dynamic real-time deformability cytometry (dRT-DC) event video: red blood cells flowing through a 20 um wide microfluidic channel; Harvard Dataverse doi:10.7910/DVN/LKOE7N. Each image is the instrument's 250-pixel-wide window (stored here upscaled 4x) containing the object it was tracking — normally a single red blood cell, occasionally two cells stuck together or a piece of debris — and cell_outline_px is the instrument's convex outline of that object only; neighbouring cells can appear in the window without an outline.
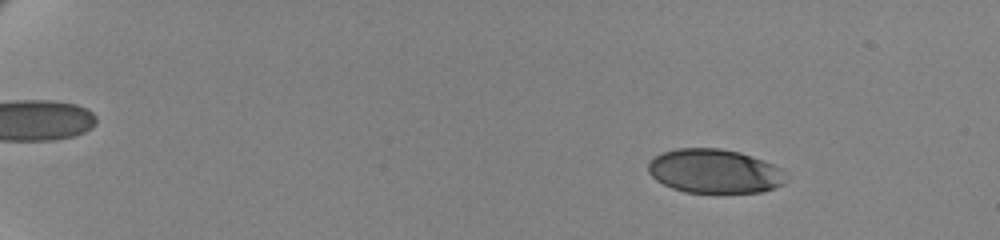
{"species": "human", "species_latin": "Homo sapiens", "temperature_condition": "cold", "stored_images_in_passage": 61, "camera_frame_rate_fps": 3000, "um_per_image_px": 0.085, "donor": {"sex": "female"}, "frame": {"image": 1, "passage_image": 9, "time_ms": 2.667, "image_size_px": [1000, 240], "cell_outline_px": [[788, 180], [784, 184], [764, 192], [684, 192], [672, 188], [656, 180], [648, 172], [648, 164], [656, 156], [664, 152], [676, 148], [720, 148], [740, 152], [752, 156], [772, 164], [780, 168]], "centroid_in_image_um": [60.75, 14.55], "position_along_channel_um": 24.3, "area_um2": 35.32}}
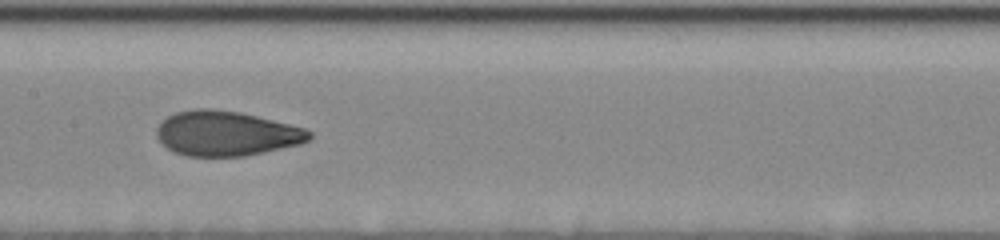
{"frame": {"image": 2, "passage_image": 35, "time_ms": 11.333, "image_size_px": [1000, 240], "cell_outline_px": [[312, 136], [308, 140], [300, 144], [244, 156], [188, 156], [176, 152], [168, 148], [156, 136], [156, 128], [168, 116], [176, 112], [192, 108], [212, 108], [240, 112], [304, 128], [312, 132]], "centroid_in_image_um": [19.22, 11.33], "position_along_channel_um": 188.2, "area_um2": 39.59}}
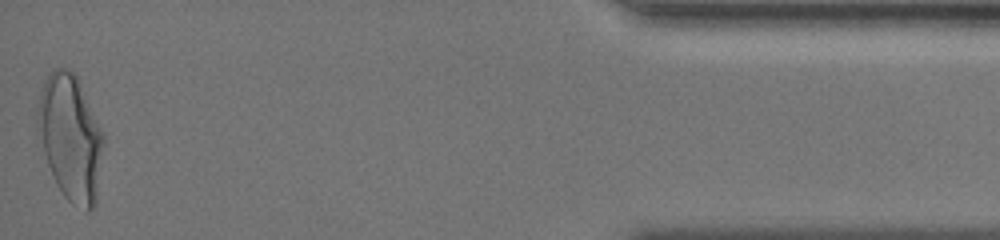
{"frame": {"image": 3, "passage_image": 61, "time_ms": 20.0, "image_size_px": [1000, 240], "cell_outline_px": [[104, 140], [96, 204], [88, 212], [84, 212], [72, 204], [64, 196], [56, 184], [36, 140], [36, 108], [40, 92], [44, 80], [56, 68], [68, 68], [76, 72], [104, 132]], "centroid_in_image_um": [5.97, 11.69], "position_along_channel_um": 429.2, "area_um2": 49.71}, "authors_computed_cell_mechanics": {"area_um2": 39.2462, "velocity_mm_per_s": 3.4693, "shape_relaxation_time_tau1_ms": 4.9104, "shape_relaxation_time_tau2_ms": 0.8775, "deformation_change_tau1": 0.1694, "deformation_change_tau2": 0.062}}